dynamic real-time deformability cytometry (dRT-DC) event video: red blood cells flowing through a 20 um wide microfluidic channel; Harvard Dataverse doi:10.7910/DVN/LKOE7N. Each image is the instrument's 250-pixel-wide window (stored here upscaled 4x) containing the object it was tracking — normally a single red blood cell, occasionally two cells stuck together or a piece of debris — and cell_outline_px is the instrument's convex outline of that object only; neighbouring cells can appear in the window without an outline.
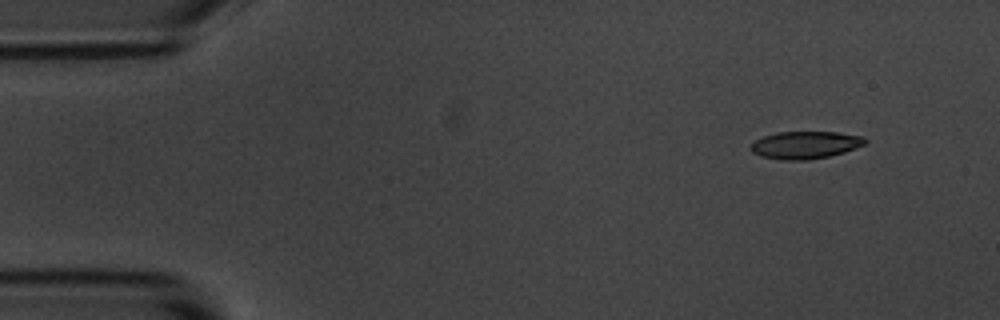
{"species": "common noctule bat (a hibernating species)", "species_latin": "Nyctalus noctula", "temperature_condition": "room temperature", "stored_images_in_passage": 5, "segment_of_instrument_passage": [1, 2], "camera_frame_rate_fps": 3000, "um_per_image_px": 0.085, "animal": {"sex": "male", "body_mass_g": 20.1, "forearm_length_mm": 53.5}, "frame": {"image": 1, "passage_image": 1, "time_ms": 0.0, "image_size_px": [1000, 320], "cell_outline_px": [[868, 140], [864, 144], [844, 152], [828, 156], [808, 160], [780, 160], [760, 156], [752, 152], [748, 148], [756, 140], [764, 136], [776, 132], [836, 132], [864, 136]], "centroid_in_image_um": [68.43, 12.32], "position_along_channel_um": 16.6, "area_um2": 18.32}}